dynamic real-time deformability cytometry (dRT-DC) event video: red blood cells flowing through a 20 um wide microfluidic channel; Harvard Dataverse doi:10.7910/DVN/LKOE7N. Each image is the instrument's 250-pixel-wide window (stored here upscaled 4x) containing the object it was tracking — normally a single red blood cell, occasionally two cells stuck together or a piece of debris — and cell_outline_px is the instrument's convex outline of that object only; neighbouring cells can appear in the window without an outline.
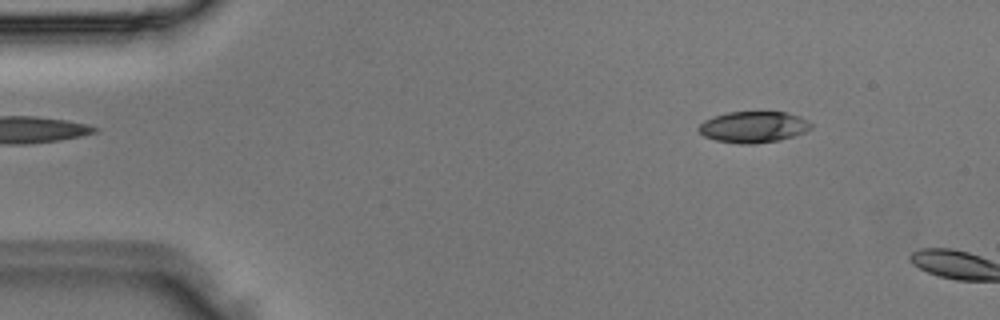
{"species": "Egyptian fruit bat (a non-hibernating species)", "species_latin": "Rousettus aegyptiacus", "temperature_condition": "room temperature", "stored_images_in_passage": 4, "camera_frame_rate_fps": 3000, "um_per_image_px": 0.085, "animal": {"sex": "male"}, "frame": {"image": 1, "passage_image": 4, "time_ms": 1.0, "image_size_px": [1000, 320], "cell_outline_px": [[812, 128], [804, 132], [780, 140], [752, 144], [740, 144], [716, 140], [704, 136], [696, 128], [704, 120], [712, 116], [728, 112], [784, 112], [800, 116], [808, 120], [812, 124]], "centroid_in_image_um": [64.03, 10.79], "position_along_channel_um": 21.0, "area_um2": 20.52}}